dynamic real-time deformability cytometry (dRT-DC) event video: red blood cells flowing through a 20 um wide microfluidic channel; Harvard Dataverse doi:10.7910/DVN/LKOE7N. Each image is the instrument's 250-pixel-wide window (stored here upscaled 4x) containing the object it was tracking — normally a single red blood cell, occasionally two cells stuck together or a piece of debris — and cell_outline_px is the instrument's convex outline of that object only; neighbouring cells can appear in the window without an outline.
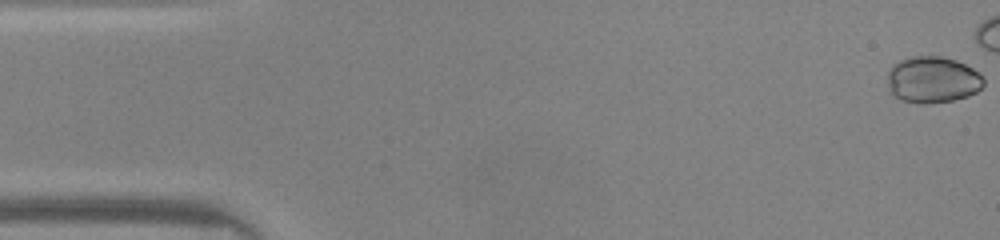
{"species": "common noctule bat (a hibernating species)", "species_latin": "Nyctalus noctula", "temperature_condition": "warm", "stored_images_in_passage": 39, "camera_frame_rate_fps": 3000, "um_per_image_px": 0.085, "animal": {"sex": "male", "body_mass_g": 20.0, "forearm_length_mm": 53.3}, "frame": {"image": 1, "passage_image": 1, "time_ms": 0.0, "image_size_px": [1000, 240], "cell_outline_px": [[984, 84], [976, 92], [968, 96], [952, 100], [924, 104], [920, 104], [900, 100], [888, 92], [888, 72], [892, 64], [900, 60], [912, 56], [940, 56], [956, 60], [972, 68], [984, 76]], "centroid_in_image_um": [79.24, 6.78], "position_along_channel_um": 5.8, "area_um2": 26.3}}
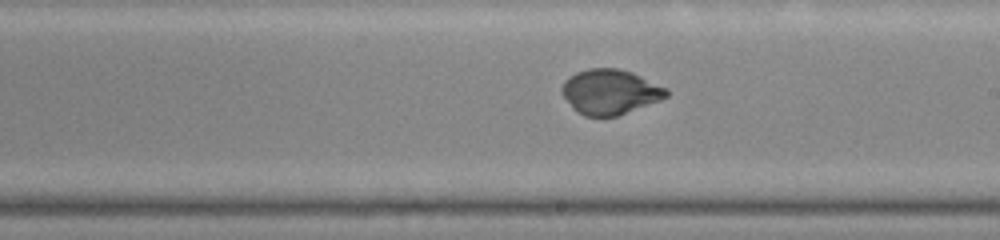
{"frame": {"image": 2, "passage_image": 27, "time_ms": 8.667, "image_size_px": [1000, 240], "cell_outline_px": [[668, 96], [660, 100], [616, 116], [584, 116], [576, 112], [572, 108], [564, 96], [560, 88], [564, 80], [568, 76], [576, 72], [588, 68], [620, 68], [632, 72], [668, 88]], "centroid_in_image_um": [51.83, 7.79], "position_along_channel_um": 237.2, "area_um2": 27.51}}
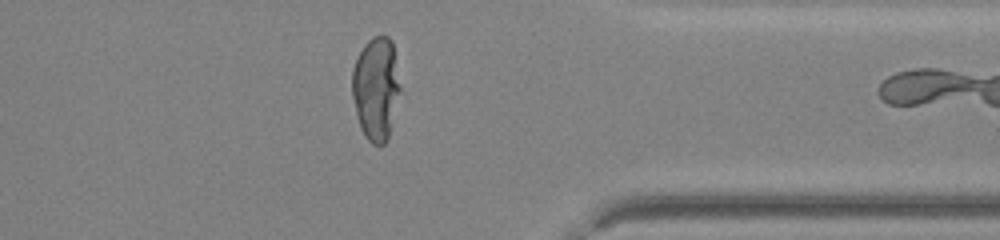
{"frame": {"image": 3, "passage_image": 38, "time_ms": 12.333, "image_size_px": [1000, 240], "cell_outline_px": [[400, 88], [388, 136], [384, 144], [372, 144], [364, 136], [360, 128], [352, 96], [352, 72], [356, 60], [364, 44], [372, 36], [388, 36], [392, 40]], "centroid_in_image_um": [31.94, 7.5], "position_along_channel_um": 379.5, "area_um2": 28.44}}